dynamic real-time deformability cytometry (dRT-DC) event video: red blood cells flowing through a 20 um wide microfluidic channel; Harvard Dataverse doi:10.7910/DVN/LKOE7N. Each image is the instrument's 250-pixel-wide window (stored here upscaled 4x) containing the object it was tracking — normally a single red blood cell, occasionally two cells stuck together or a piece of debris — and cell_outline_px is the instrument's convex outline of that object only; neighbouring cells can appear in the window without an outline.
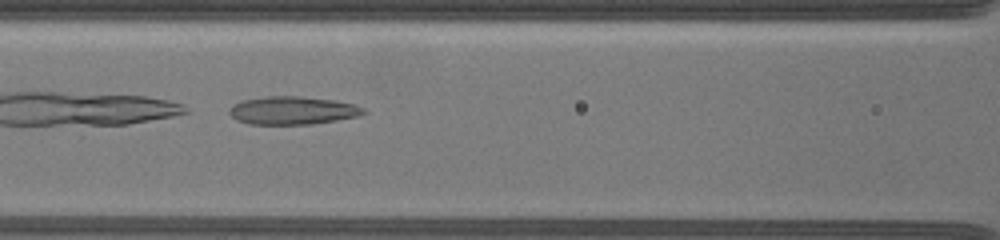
{"species": "common noctule bat (a hibernating species)", "species_latin": "Nyctalus noctula", "temperature_condition": "warm", "stored_images_in_passage": 62, "camera_frame_rate_fps": 3000, "um_per_image_px": 0.085, "animal": {"sex": "female", "body_mass_g": 19.5, "forearm_length_mm": 54.1}, "frame": {"image": 1, "passage_image": 32, "time_ms": 10.333, "image_size_px": [1000, 240], "cell_outline_px": [[368, 112], [360, 116], [312, 124], [248, 124], [236, 120], [228, 112], [228, 108], [232, 104], [240, 100], [264, 96], [300, 96], [336, 100], [356, 104], [364, 108]], "centroid_in_image_um": [24.87, 9.38], "position_along_channel_um": 141.7, "area_um2": 22.37}}